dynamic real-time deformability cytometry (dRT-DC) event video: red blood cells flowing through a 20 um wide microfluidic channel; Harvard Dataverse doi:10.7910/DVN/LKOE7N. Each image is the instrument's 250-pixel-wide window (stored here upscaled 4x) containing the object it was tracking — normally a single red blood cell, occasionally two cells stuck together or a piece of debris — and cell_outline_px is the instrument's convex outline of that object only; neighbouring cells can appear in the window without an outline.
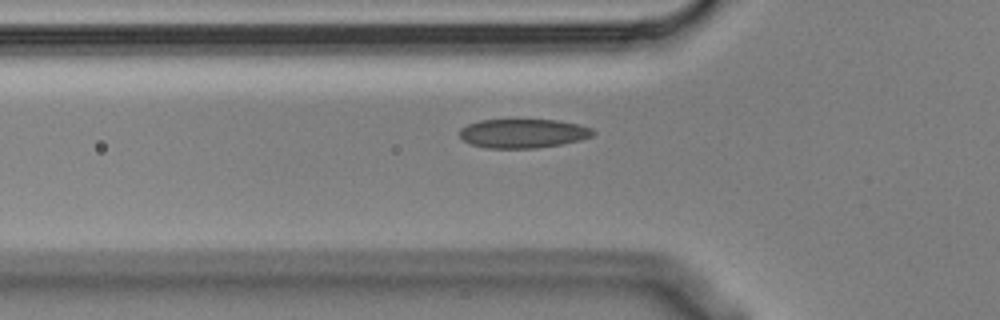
{"species": "Egyptian fruit bat (a non-hibernating species)", "species_latin": "Rousettus aegyptiacus", "temperature_condition": "cold", "stored_images_in_passage": 5, "camera_frame_rate_fps": 3000, "um_per_image_px": 0.085, "animal": {"sex": "male"}, "frame": {"image": 1, "passage_image": 5, "time_ms": 1.333, "image_size_px": [1000, 320], "cell_outline_px": [[596, 132], [592, 136], [580, 140], [564, 144], [536, 148], [484, 148], [472, 144], [464, 140], [460, 136], [460, 128], [468, 124], [480, 120], [556, 120], [580, 124], [592, 128]], "centroid_in_image_um": [44.49, 11.34], "position_along_channel_um": 81.3, "area_um2": 22.66}}